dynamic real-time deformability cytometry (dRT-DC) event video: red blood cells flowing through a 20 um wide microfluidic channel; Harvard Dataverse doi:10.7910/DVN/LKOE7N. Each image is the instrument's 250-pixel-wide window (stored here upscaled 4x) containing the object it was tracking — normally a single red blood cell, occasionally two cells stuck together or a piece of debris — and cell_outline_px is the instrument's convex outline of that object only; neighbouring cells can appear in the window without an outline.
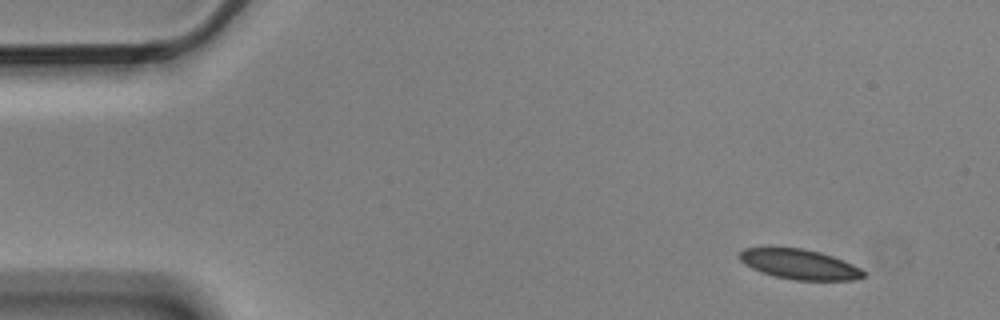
{"species": "Egyptian fruit bat (a non-hibernating species)", "species_latin": "Rousettus aegyptiacus", "temperature_condition": "cold", "stored_images_in_passage": 4, "camera_frame_rate_fps": 3000, "um_per_image_px": 0.085, "animal": {"sex": "male"}, "frame": {"image": 1, "passage_image": 1, "time_ms": 0.0, "image_size_px": [1000, 320], "cell_outline_px": [[868, 276], [852, 280], [796, 280], [776, 276], [760, 272], [744, 264], [740, 260], [740, 252], [744, 248], [804, 248], [820, 252], [832, 256], [852, 264], [860, 268]], "centroid_in_image_um": [67.97, 22.47], "position_along_channel_um": 17.0, "area_um2": 21.5}}
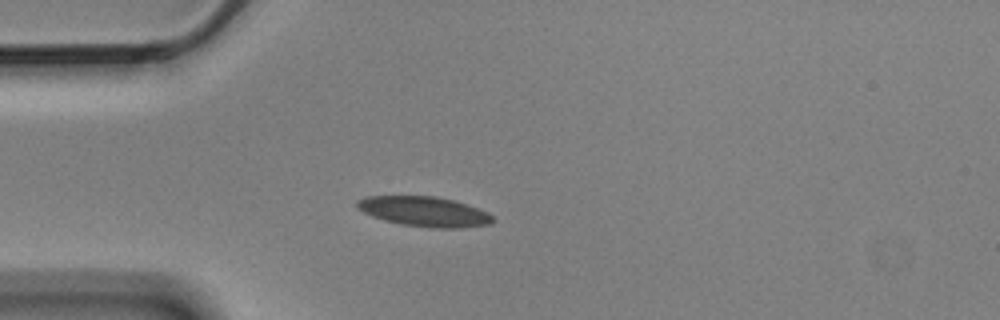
{"frame": {"image": 2, "passage_image": 4, "time_ms": 1.0, "image_size_px": [1000, 320], "cell_outline_px": [[496, 220], [492, 224], [460, 228], [432, 228], [400, 224], [384, 220], [372, 216], [356, 208], [356, 200], [364, 196], [436, 196], [452, 200], [488, 212]], "centroid_in_image_um": [36.05, 17.98], "position_along_channel_um": 49.0, "area_um2": 23.76}}